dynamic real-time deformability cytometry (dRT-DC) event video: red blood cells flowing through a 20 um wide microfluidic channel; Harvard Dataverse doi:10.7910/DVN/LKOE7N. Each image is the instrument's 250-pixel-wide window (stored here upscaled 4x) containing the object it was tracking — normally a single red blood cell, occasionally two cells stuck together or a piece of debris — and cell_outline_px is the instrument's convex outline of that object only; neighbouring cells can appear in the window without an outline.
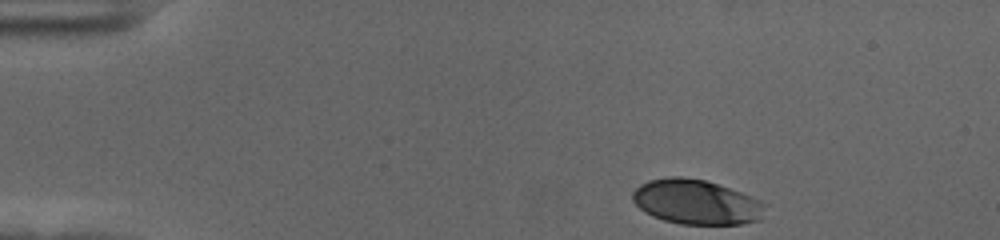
{"species": "human", "species_latin": "Homo sapiens", "temperature_condition": "cold", "stored_images_in_passage": 40, "camera_frame_rate_fps": 3000, "um_per_image_px": 0.085, "donor": {"sex": "female"}, "frame": {"image": 1, "passage_image": 1, "time_ms": 0.0, "image_size_px": [1000, 240], "cell_outline_px": [[764, 204], [760, 220], [740, 224], [680, 224], [664, 220], [652, 216], [644, 212], [632, 200], [632, 192], [640, 184], [648, 180], [668, 176], [680, 176], [704, 180], [740, 192], [760, 200]], "centroid_in_image_um": [59.12, 17.17], "position_along_channel_um": 25.9, "area_um2": 34.33}}
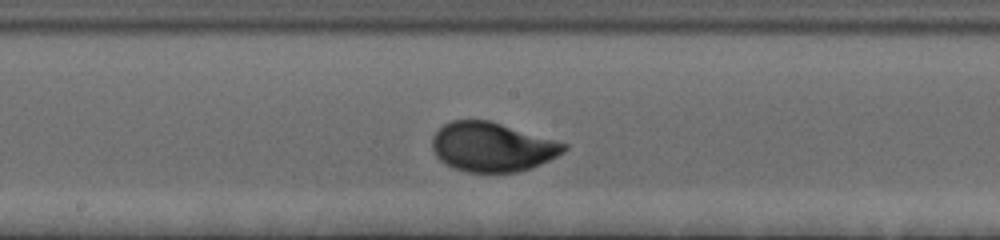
{"frame": {"image": 2, "passage_image": 23, "time_ms": 7.333, "image_size_px": [1000, 240], "cell_outline_px": [[568, 148], [564, 152], [540, 164], [516, 172], [468, 172], [452, 168], [440, 160], [436, 156], [432, 148], [432, 136], [444, 124], [452, 120], [488, 120], [568, 144]], "centroid_in_image_um": [41.8, 12.49], "position_along_channel_um": 206.4, "area_um2": 37.51}}
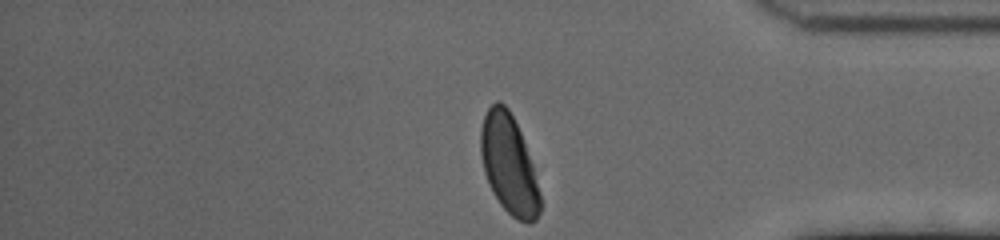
{"frame": {"image": 3, "passage_image": 40, "time_ms": 13.0, "image_size_px": [1000, 240], "cell_outline_px": [[540, 212], [536, 220], [528, 224], [516, 220], [500, 204], [492, 192], [484, 172], [480, 152], [480, 128], [484, 116], [488, 108], [496, 100], [500, 100], [508, 108], [520, 132], [532, 164], [540, 192]], "centroid_in_image_um": [43.24, 13.99], "position_along_channel_um": 392.0, "area_um2": 34.28}, "authors_computed_cell_mechanics": {"area_um2": 37.1076, "velocity_mm_per_s": 3.576, "shape_relaxation_time_tau1_ms": 2.543, "shape_relaxation_time_tau2_ms": null, "deformation_change_tau1": 0.1338, "deformation_change_tau2": null}}